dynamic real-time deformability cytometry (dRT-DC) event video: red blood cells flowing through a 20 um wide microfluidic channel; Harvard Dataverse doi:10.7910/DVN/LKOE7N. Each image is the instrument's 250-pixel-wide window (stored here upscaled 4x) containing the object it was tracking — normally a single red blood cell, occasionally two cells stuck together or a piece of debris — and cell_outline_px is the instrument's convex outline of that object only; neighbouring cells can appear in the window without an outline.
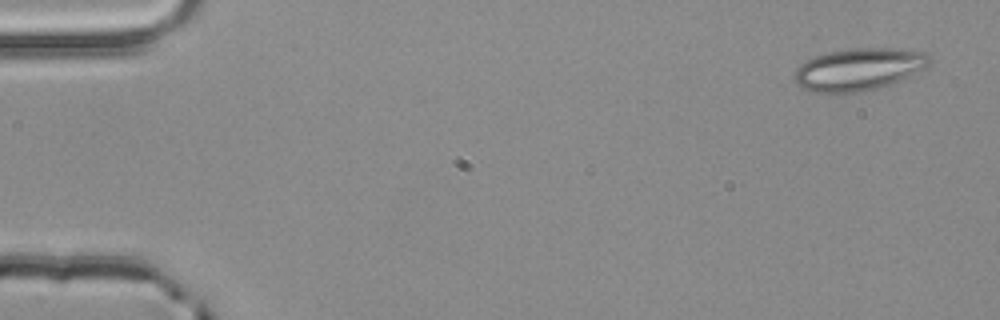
{"species": "common noctule bat (a hibernating species)", "species_latin": "Nyctalus noctula", "temperature_condition": "room temperature", "stored_images_in_passage": 5, "segment_of_instrument_passage": [1, 2], "camera_frame_rate_fps": 3000, "um_per_image_px": 0.085, "animal": {"sex": "male", "body_mass_g": 20.4}, "frame": {"image": 1, "passage_image": 1, "time_ms": 0.0, "image_size_px": [1000, 320], "cell_outline_px": [[932, 60], [924, 68], [900, 80], [876, 88], [856, 92], [812, 92], [800, 88], [792, 80], [792, 76], [796, 68], [800, 64], [816, 56], [828, 52], [856, 48], [908, 48], [924, 52]], "centroid_in_image_um": [72.95, 5.88], "position_along_channel_um": 12.0, "area_um2": 33.23}}